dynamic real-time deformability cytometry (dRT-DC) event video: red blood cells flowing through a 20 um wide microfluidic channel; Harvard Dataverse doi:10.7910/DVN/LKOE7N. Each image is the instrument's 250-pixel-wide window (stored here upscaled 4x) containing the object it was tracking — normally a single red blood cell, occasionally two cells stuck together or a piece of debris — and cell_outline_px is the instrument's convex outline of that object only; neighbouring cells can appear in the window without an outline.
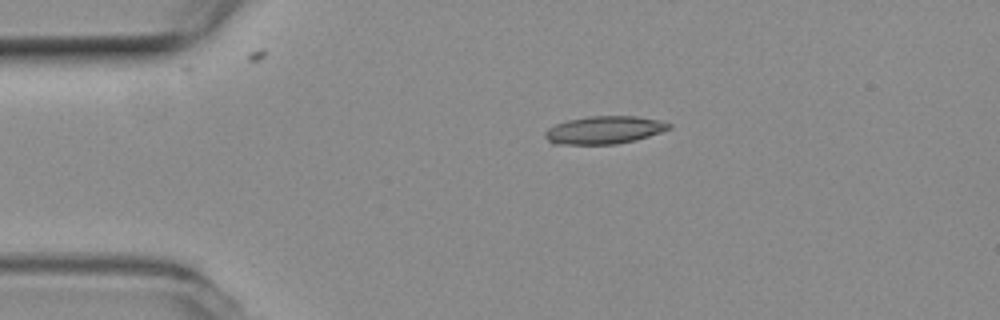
{"species": "common noctule bat (a hibernating species)", "species_latin": "Nyctalus noctula", "temperature_condition": "room temperature", "stored_images_in_passage": 6, "camera_frame_rate_fps": 3000, "um_per_image_px": 0.085, "animal": {"sex": "female", "body_mass_g": 19.3, "forearm_length_mm": 54.1}, "frame": {"image": 1, "passage_image": 3, "time_ms": 0.667, "image_size_px": [1000, 320], "cell_outline_px": [[672, 128], [636, 140], [616, 144], [552, 144], [544, 136], [544, 132], [548, 128], [556, 124], [568, 120], [588, 116], [636, 116], [660, 120], [672, 124]], "centroid_in_image_um": [51.36, 11.05], "position_along_channel_um": 33.6, "area_um2": 20.11}}